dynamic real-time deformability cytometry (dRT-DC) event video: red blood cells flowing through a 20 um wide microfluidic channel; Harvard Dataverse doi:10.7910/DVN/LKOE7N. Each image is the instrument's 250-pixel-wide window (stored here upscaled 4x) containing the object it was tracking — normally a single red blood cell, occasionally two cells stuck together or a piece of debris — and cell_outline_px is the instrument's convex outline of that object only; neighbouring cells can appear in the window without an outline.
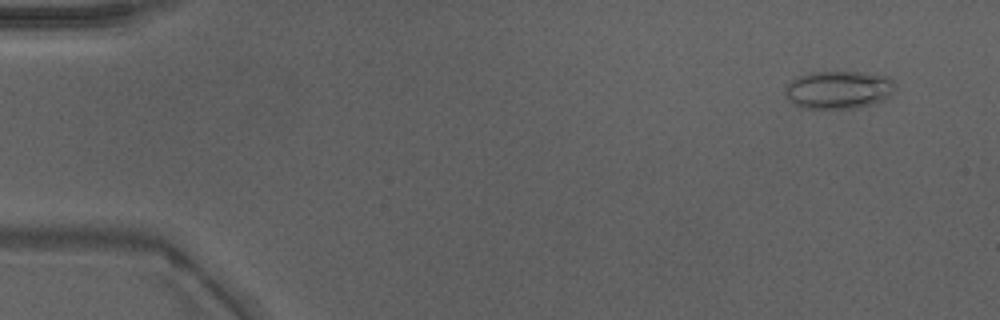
{"species": "Egyptian fruit bat (a non-hibernating species)", "species_latin": "Rousettus aegyptiacus", "temperature_condition": "warm", "stored_images_in_passage": 47, "camera_frame_rate_fps": 3000, "um_per_image_px": 0.085, "animal": {"sex": "male"}, "frame": {"image": 1, "passage_image": 2, "time_ms": 0.333, "image_size_px": [1000, 320], "cell_outline_px": [[896, 88], [888, 96], [872, 104], [856, 108], [800, 108], [792, 104], [788, 100], [784, 92], [788, 84], [796, 76], [812, 72], [864, 72], [888, 76], [892, 80]], "centroid_in_image_um": [71.24, 7.63], "position_along_channel_um": 13.8, "area_um2": 24.39}}
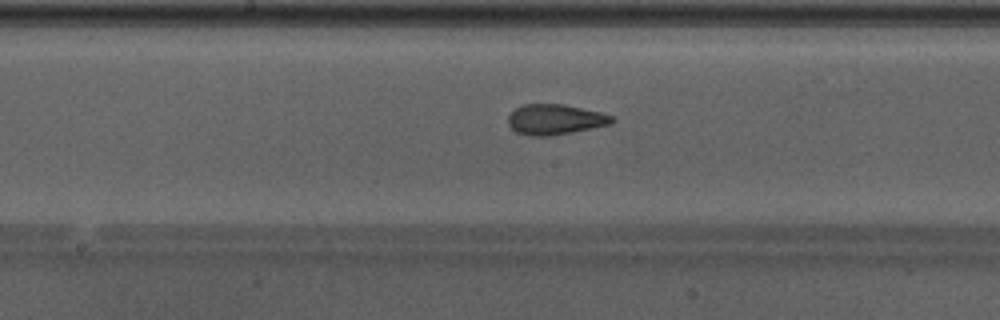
{"frame": {"image": 2, "passage_image": 24, "time_ms": 7.667, "image_size_px": [1000, 320], "cell_outline_px": [[616, 120], [612, 124], [552, 136], [528, 136], [516, 132], [508, 124], [508, 116], [516, 108], [524, 104], [564, 104], [600, 112], [612, 116]], "centroid_in_image_um": [47.19, 10.16], "position_along_channel_um": 201.0, "area_um2": 18.44}}
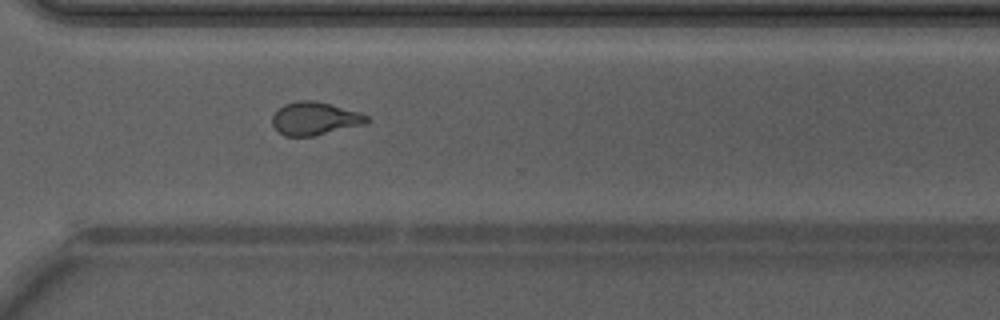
{"frame": {"image": 3, "passage_image": 34, "time_ms": 11.0, "image_size_px": [1000, 320], "cell_outline_px": [[372, 120], [364, 124], [312, 136], [284, 136], [272, 124], [272, 116], [284, 104], [296, 100], [316, 100], [332, 104], [360, 112], [368, 116]], "centroid_in_image_um": [26.78, 10.06], "position_along_channel_um": 343.8, "area_um2": 18.21}, "authors_computed_cell_mechanics": {"area_um2": 18.6694, "velocity_mm_per_s": 4.2905, "shape_relaxation_time_tau1_ms": 8.4803, "shape_relaxation_time_tau2_ms": 1.0063, "deformation_change_tau1": 0.2046, "deformation_change_tau2": 0.0699}}